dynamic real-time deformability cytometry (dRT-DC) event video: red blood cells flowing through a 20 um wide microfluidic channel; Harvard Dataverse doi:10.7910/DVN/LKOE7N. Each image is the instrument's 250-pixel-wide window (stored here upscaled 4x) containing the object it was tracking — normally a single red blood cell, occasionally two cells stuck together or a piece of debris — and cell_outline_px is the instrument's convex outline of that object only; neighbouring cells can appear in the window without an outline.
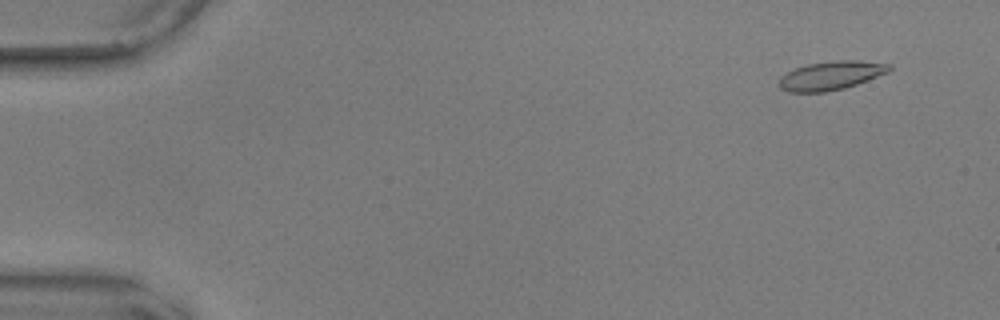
{"species": "common noctule bat (a hibernating species)", "species_latin": "Nyctalus noctula", "temperature_condition": "warm", "stored_images_in_passage": 45, "camera_frame_rate_fps": 3000, "um_per_image_px": 0.085, "animal": {"sex": "male", "body_mass_g": 17.9, "forearm_length_mm": 54.2}, "frame": {"image": 1, "passage_image": 5, "time_ms": 1.333, "image_size_px": [1000, 320], "cell_outline_px": [[892, 68], [888, 72], [868, 80], [844, 88], [824, 92], [788, 92], [780, 88], [780, 76], [796, 68], [808, 64], [832, 60], [860, 60], [892, 64]], "centroid_in_image_um": [70.66, 6.41], "position_along_channel_um": 14.3, "area_um2": 18.44}}
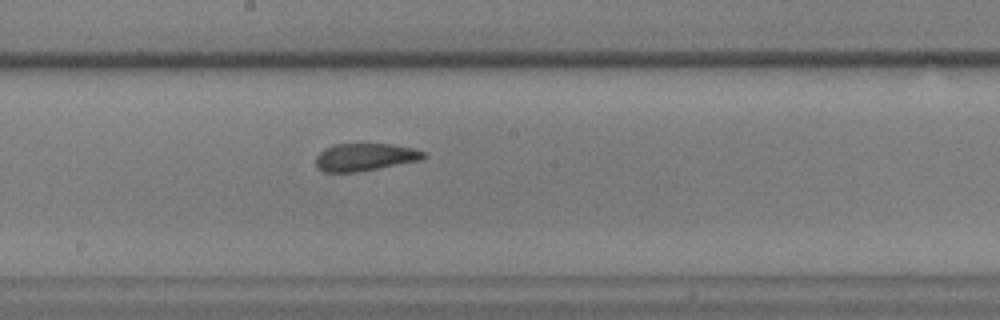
{"frame": {"image": 2, "passage_image": 32, "time_ms": 10.333, "image_size_px": [1000, 320], "cell_outline_px": [[428, 156], [420, 160], [356, 172], [324, 172], [316, 168], [316, 156], [324, 148], [336, 144], [392, 144], [412, 148], [424, 152]], "centroid_in_image_um": [30.99, 13.35], "position_along_channel_um": 217.2, "area_um2": 17.22}}
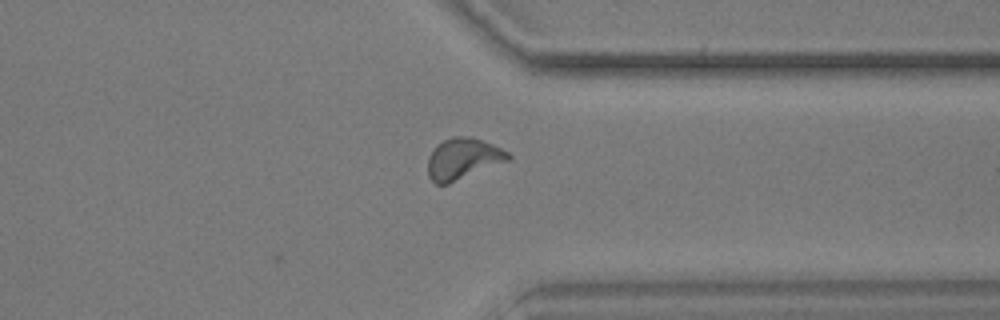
{"frame": {"image": 3, "passage_image": 45, "time_ms": 14.667, "image_size_px": [1000, 320], "cell_outline_px": [[512, 156], [508, 160], [448, 184], [436, 184], [428, 176], [428, 156], [436, 144], [452, 136], [472, 136], [492, 144], [508, 152]], "centroid_in_image_um": [39.32, 13.47], "position_along_channel_um": 372.1, "area_um2": 19.19}, "authors_computed_cell_mechanics": {"area_um2": 17.918, "velocity_mm_per_s": 3.6015, "shape_relaxation_time_tau1_ms": null, "shape_relaxation_time_tau2_ms": 1.4778, "deformation_change_tau1": null, "deformation_change_tau2": 0.078}}